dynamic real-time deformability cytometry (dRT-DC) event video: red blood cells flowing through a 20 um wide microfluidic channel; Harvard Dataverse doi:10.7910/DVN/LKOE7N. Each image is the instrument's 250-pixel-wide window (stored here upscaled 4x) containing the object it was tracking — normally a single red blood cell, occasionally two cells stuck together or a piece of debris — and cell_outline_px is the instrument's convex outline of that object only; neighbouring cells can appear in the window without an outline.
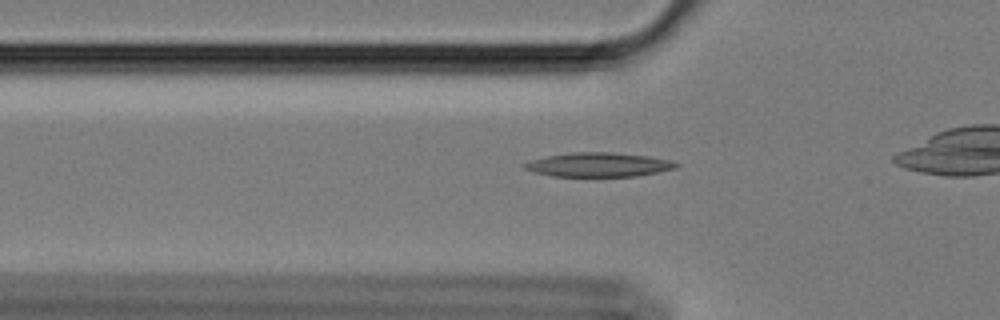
{"species": "Egyptian fruit bat (a non-hibernating species)", "species_latin": "Rousettus aegyptiacus", "temperature_condition": "cold", "stored_images_in_passage": 31, "camera_frame_rate_fps": 3000, "um_per_image_px": 0.085, "animal": {"sex": "female"}, "frame": {"image": 1, "passage_image": 3, "time_ms": 0.667, "image_size_px": [1000, 320], "cell_outline_px": [[680, 164], [676, 168], [636, 176], [552, 176], [536, 172], [524, 168], [524, 164], [532, 160], [548, 156], [572, 152], [612, 152], [648, 156], [672, 160]], "centroid_in_image_um": [50.93, 13.99], "position_along_channel_um": 74.9, "area_um2": 21.1}}
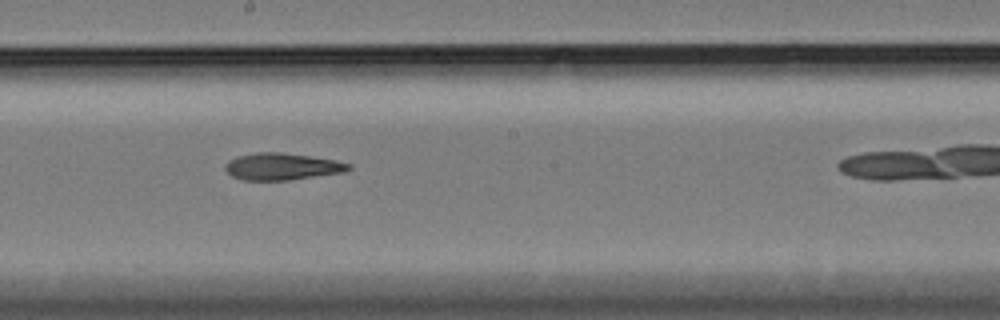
{"frame": {"image": 2, "passage_image": 16, "time_ms": 5.0, "image_size_px": [1000, 320], "cell_outline_px": [[352, 168], [344, 172], [288, 180], [240, 180], [232, 176], [224, 168], [224, 164], [228, 160], [236, 156], [256, 152], [280, 152], [336, 160], [352, 164]], "centroid_in_image_um": [23.94, 14.15], "position_along_channel_um": 224.3, "area_um2": 19.42}}
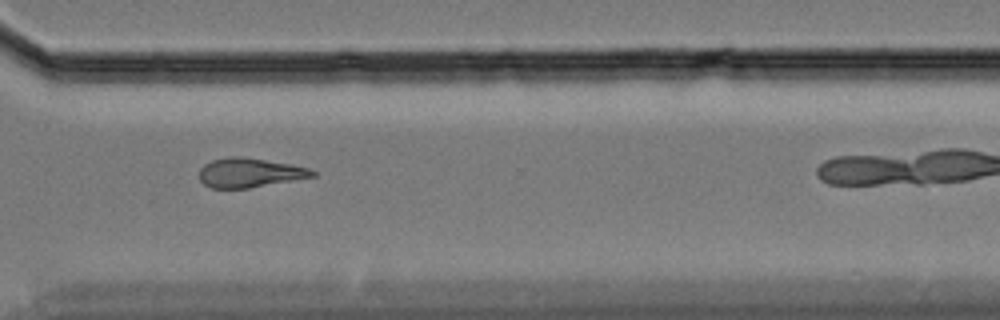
{"frame": {"image": 3, "passage_image": 27, "time_ms": 8.667, "image_size_px": [1000, 320], "cell_outline_px": [[316, 176], [248, 188], [212, 188], [204, 184], [200, 180], [200, 168], [204, 164], [212, 160], [228, 156], [236, 156], [292, 164], [308, 168], [316, 172]], "centroid_in_image_um": [21.2, 14.68], "position_along_channel_um": 349.4, "area_um2": 19.13}}